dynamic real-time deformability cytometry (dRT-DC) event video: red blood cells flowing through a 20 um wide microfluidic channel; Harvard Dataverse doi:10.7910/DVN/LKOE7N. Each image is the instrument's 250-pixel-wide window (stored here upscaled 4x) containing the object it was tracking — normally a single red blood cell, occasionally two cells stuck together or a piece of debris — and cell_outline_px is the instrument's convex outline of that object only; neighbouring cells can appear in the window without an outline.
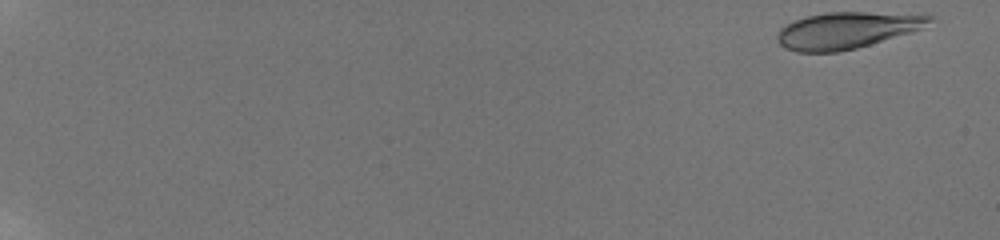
{"species": "human", "species_latin": "Homo sapiens", "temperature_condition": "room temperature", "stored_images_in_passage": 58, "camera_frame_rate_fps": 3000, "um_per_image_px": 0.085, "donor": {"sex": "male"}, "frame": {"image": 1, "passage_image": 2, "time_ms": 0.333, "image_size_px": [1000, 240], "cell_outline_px": [[936, 16], [924, 28], [912, 32], [856, 48], [840, 52], [796, 52], [784, 48], [776, 40], [776, 36], [780, 28], [784, 24], [808, 16], [824, 12], [928, 12]], "centroid_in_image_um": [72.08, 2.54], "position_along_channel_um": 12.9, "area_um2": 33.29}}
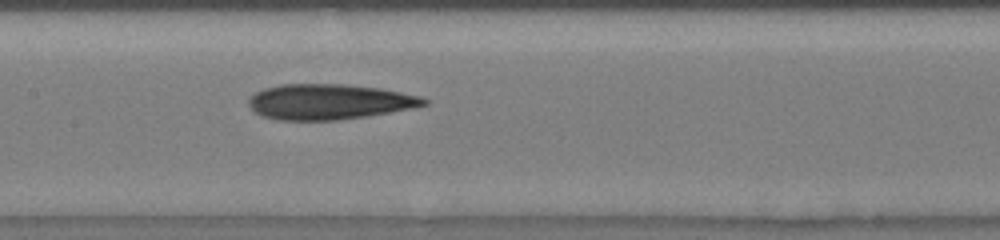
{"frame": {"image": 2, "passage_image": 33, "time_ms": 10.667, "image_size_px": [1000, 240], "cell_outline_px": [[428, 104], [412, 108], [368, 116], [336, 120], [280, 120], [260, 116], [248, 104], [248, 100], [256, 92], [264, 88], [280, 84], [344, 84], [380, 88], [420, 96], [428, 100]], "centroid_in_image_um": [27.97, 8.65], "position_along_channel_um": 179.4, "area_um2": 36.13}}
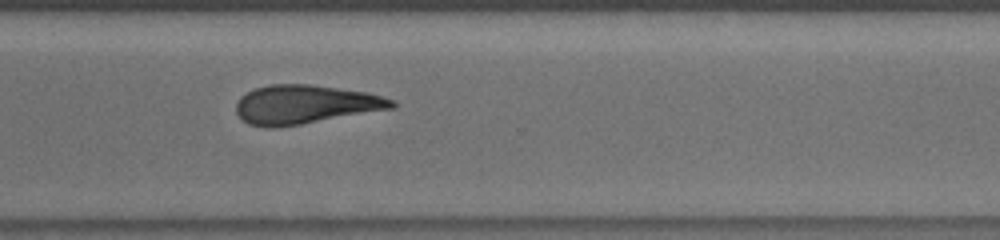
{"frame": {"image": 3, "passage_image": 46, "time_ms": 15.0, "image_size_px": [1000, 240], "cell_outline_px": [[396, 104], [392, 108], [300, 124], [276, 128], [268, 128], [248, 124], [236, 112], [236, 104], [240, 96], [256, 88], [272, 84], [308, 84], [368, 92], [396, 100]], "centroid_in_image_um": [25.92, 8.88], "position_along_channel_um": 344.7, "area_um2": 34.97}, "authors_computed_cell_mechanics": {"area_um2": 34.8823, "velocity_mm_per_s": 3.8157, "shape_relaxation_time_tau1_ms": 4.6622, "shape_relaxation_time_tau2_ms": 4.3626, "deformation_change_tau1": 0.1409, "deformation_change_tau2": 0.1115}}